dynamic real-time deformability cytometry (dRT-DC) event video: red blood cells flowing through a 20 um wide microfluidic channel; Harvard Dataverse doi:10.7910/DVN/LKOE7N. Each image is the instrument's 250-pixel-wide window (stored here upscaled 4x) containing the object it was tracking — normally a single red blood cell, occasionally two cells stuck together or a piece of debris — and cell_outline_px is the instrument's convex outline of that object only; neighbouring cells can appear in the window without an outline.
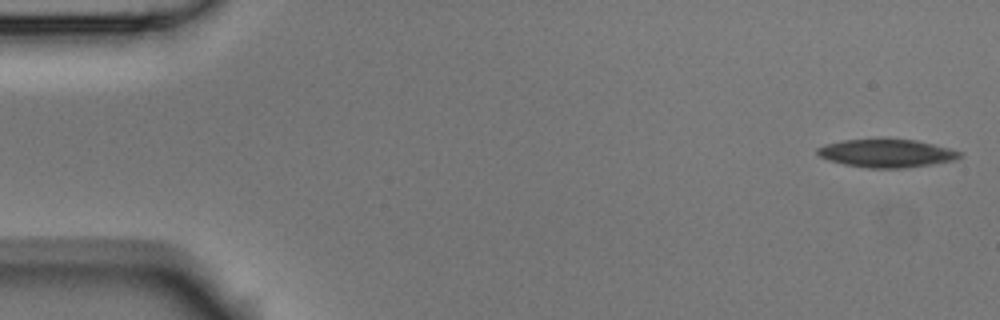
{"species": "Egyptian fruit bat (a non-hibernating species)", "species_latin": "Rousettus aegyptiacus", "temperature_condition": "room temperature", "stored_images_in_passage": 4, "camera_frame_rate_fps": 3000, "um_per_image_px": 0.085, "animal": {"sex": "male"}, "frame": {"image": 1, "passage_image": 1, "time_ms": 0.0, "image_size_px": [1000, 320], "cell_outline_px": [[964, 156], [956, 160], [932, 164], [904, 168], [868, 168], [844, 164], [828, 160], [820, 156], [816, 152], [816, 148], [824, 144], [844, 140], [916, 140], [964, 152]], "centroid_in_image_um": [75.39, 13.04], "position_along_channel_um": 9.6, "area_um2": 23.18}}
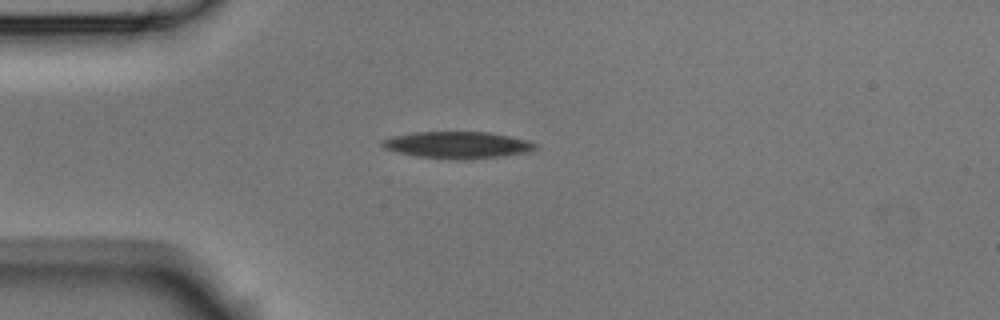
{"frame": {"image": 2, "passage_image": 4, "time_ms": 1.0, "image_size_px": [1000, 320], "cell_outline_px": [[536, 148], [528, 152], [496, 156], [460, 160], [456, 160], [420, 156], [396, 152], [384, 148], [380, 144], [380, 140], [392, 136], [412, 132], [488, 132], [528, 140], [536, 144]], "centroid_in_image_um": [38.82, 12.31], "position_along_channel_um": 46.2, "area_um2": 23.7}}